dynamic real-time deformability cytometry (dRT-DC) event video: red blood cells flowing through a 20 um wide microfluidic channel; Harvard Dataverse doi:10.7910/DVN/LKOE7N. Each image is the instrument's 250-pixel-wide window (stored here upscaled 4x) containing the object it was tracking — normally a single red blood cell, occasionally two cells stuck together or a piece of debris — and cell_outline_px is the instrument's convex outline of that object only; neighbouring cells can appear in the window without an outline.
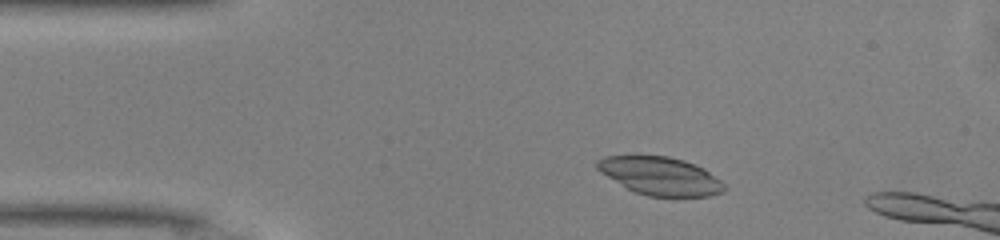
{"species": "common noctule bat (a hibernating species)", "species_latin": "Nyctalus noctula", "temperature_condition": "warm", "stored_images_in_passage": 12, "camera_frame_rate_fps": 3000, "um_per_image_px": 0.085, "animal": {"sex": "male", "body_mass_g": 13.0, "forearm_length_mm": 53.1}, "frame": {"image": 1, "passage_image": 6, "time_ms": 1.667, "image_size_px": [1000, 240], "cell_outline_px": [[728, 188], [724, 192], [708, 196], [676, 200], [648, 196], [636, 192], [628, 188], [600, 172], [596, 168], [596, 160], [604, 156], [636, 152], [668, 156], [684, 160], [696, 164], [704, 168], [720, 180]], "centroid_in_image_um": [56.13, 14.95], "position_along_channel_um": 28.9, "area_um2": 29.88}}